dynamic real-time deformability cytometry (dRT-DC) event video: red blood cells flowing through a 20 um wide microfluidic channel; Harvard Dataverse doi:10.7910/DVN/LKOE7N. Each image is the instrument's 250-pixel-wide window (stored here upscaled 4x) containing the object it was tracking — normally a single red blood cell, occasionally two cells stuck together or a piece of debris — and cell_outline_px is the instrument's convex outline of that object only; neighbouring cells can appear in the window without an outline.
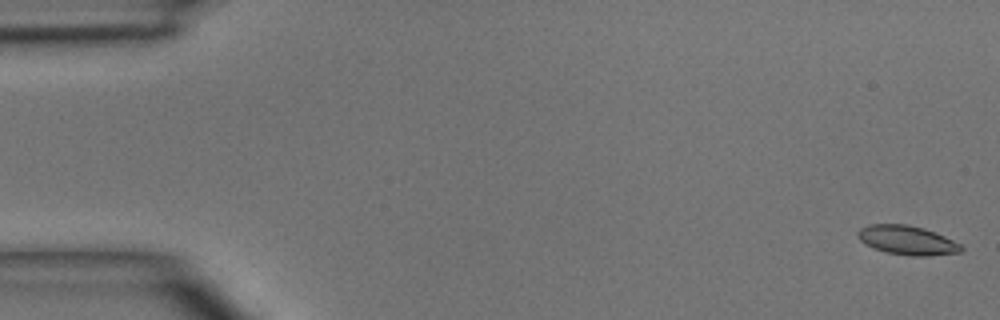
{"species": "common noctule bat (a hibernating species)", "species_latin": "Nyctalus noctula", "temperature_condition": "room temperature", "stored_images_in_passage": 5, "camera_frame_rate_fps": 3000, "um_per_image_px": 0.085, "animal": {"sex": "male", "body_mass_g": 15.6}, "frame": {"image": 1, "passage_image": 1, "time_ms": 0.0, "image_size_px": [1000, 320], "cell_outline_px": [[964, 248], [960, 252], [928, 256], [908, 256], [888, 252], [872, 248], [864, 244], [856, 236], [856, 232], [860, 228], [868, 224], [908, 224], [924, 228], [944, 236], [960, 244]], "centroid_in_image_um": [77.06, 20.41], "position_along_channel_um": 7.9, "area_um2": 17.69}}
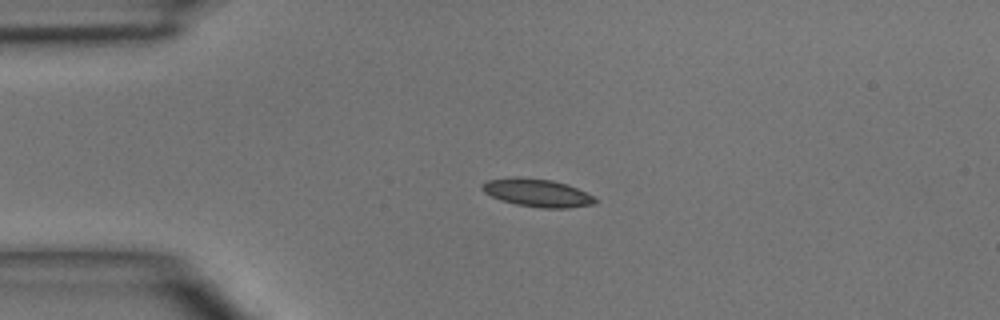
{"frame": {"image": 2, "passage_image": 4, "time_ms": 3.333, "image_size_px": [1000, 320], "cell_outline_px": [[600, 200], [596, 204], [568, 208], [540, 208], [516, 204], [500, 200], [484, 192], [480, 188], [480, 184], [488, 180], [516, 176], [552, 180], [568, 184]], "centroid_in_image_um": [45.66, 16.39], "position_along_channel_um": 39.3, "area_um2": 18.55}}